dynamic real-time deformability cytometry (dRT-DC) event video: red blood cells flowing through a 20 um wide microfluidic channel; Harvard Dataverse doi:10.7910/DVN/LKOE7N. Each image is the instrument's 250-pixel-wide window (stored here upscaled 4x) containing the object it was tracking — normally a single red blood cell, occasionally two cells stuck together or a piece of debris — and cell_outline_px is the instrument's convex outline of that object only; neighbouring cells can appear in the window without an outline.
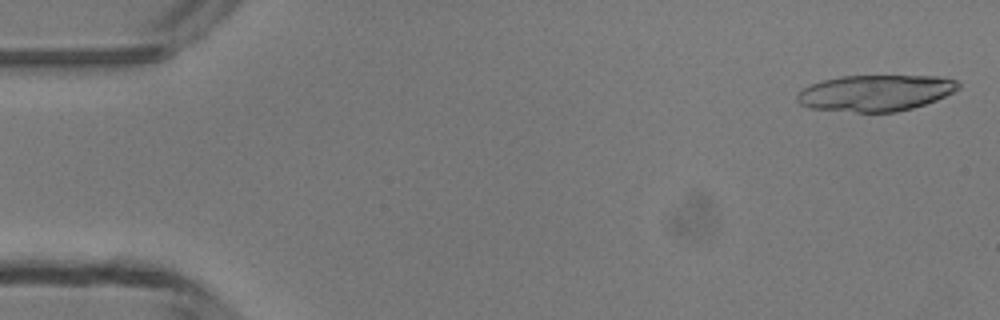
{"species": "common noctule bat (a hibernating species)", "species_latin": "Nyctalus noctula", "temperature_condition": "room temperature", "stored_images_in_passage": 16, "camera_frame_rate_fps": 3000, "um_per_image_px": 0.085, "animal": {"sex": "male", "body_mass_g": 13.3}, "frame": {"image": 1, "passage_image": 1, "time_ms": 0.0, "image_size_px": [1000, 320], "cell_outline_px": [[960, 88], [936, 100], [912, 108], [896, 112], [856, 112], [812, 108], [800, 104], [796, 100], [796, 96], [804, 88], [812, 84], [824, 80], [840, 76], [940, 76], [956, 80], [960, 84]], "centroid_in_image_um": [74.44, 7.9], "position_along_channel_um": 10.6, "area_um2": 33.81}}